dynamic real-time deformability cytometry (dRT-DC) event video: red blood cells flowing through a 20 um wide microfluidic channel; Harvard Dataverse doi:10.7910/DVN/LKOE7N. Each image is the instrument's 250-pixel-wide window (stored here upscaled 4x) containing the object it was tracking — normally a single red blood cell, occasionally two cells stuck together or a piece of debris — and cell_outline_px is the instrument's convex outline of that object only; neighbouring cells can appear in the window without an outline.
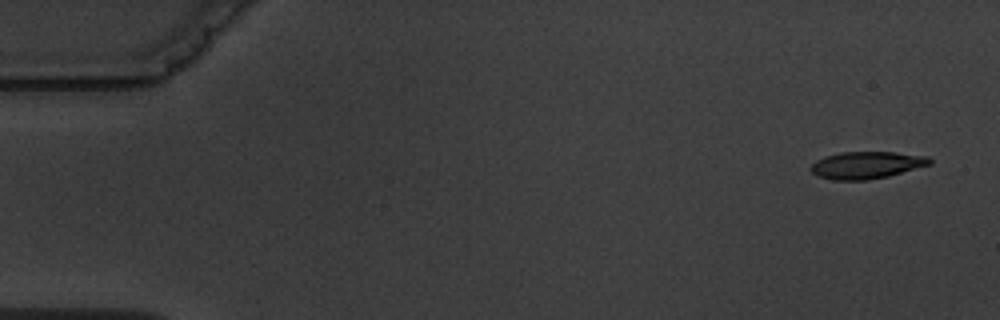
{"species": "common noctule bat (a hibernating species)", "species_latin": "Nyctalus noctula", "temperature_condition": "warm", "stored_images_in_passage": 5, "camera_frame_rate_fps": 3000, "um_per_image_px": 0.085, "animal": {"sex": "male", "body_mass_g": 19.5, "forearm_length_mm": 54.6}, "frame": {"image": 1, "passage_image": 1, "time_ms": 0.0, "image_size_px": [1000, 320], "cell_outline_px": [[932, 164], [888, 176], [868, 180], [832, 180], [816, 176], [808, 168], [816, 160], [824, 156], [840, 152], [892, 152], [928, 156], [932, 160]], "centroid_in_image_um": [73.62, 14.03], "position_along_channel_um": 11.4, "area_um2": 18.96}}
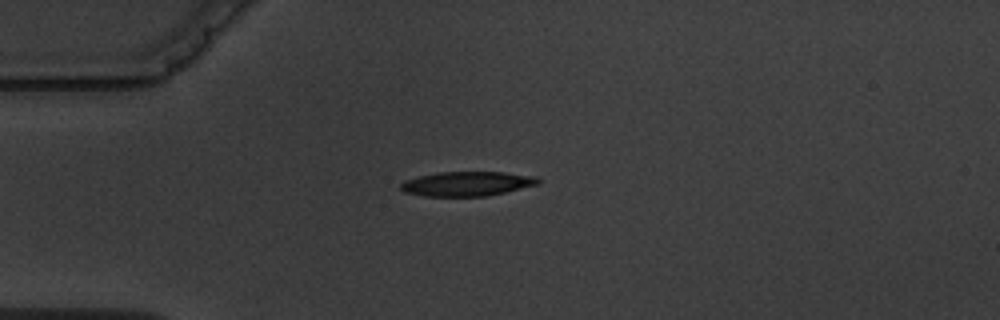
{"frame": {"image": 2, "passage_image": 4, "time_ms": 4.0, "image_size_px": [1000, 320], "cell_outline_px": [[540, 184], [488, 196], [424, 196], [404, 192], [400, 188], [400, 184], [404, 180], [420, 176], [440, 172], [504, 172], [536, 176], [540, 180]], "centroid_in_image_um": [39.72, 15.62], "position_along_channel_um": 45.3, "area_um2": 19.65}}